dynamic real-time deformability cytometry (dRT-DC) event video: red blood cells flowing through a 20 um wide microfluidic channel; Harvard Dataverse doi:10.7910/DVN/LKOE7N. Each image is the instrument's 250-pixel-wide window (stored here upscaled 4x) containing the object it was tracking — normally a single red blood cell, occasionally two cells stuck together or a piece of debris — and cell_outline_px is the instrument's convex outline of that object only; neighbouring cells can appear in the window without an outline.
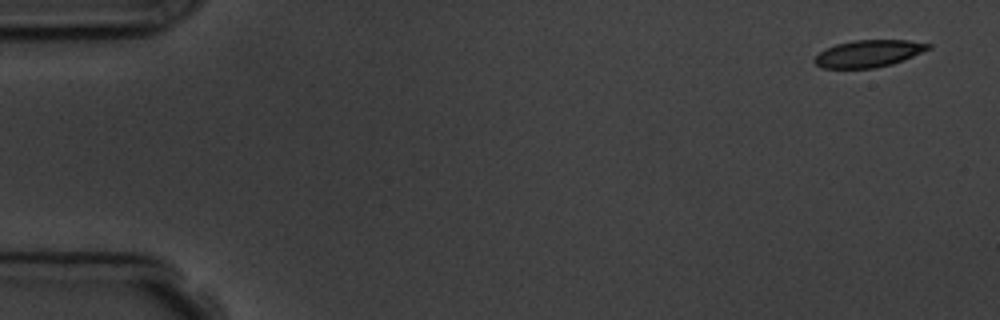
{"species": "common noctule bat (a hibernating species)", "species_latin": "Nyctalus noctula", "temperature_condition": "room temperature", "stored_images_in_passage": 5, "segment_of_instrument_passage": [1, 2], "camera_frame_rate_fps": 3000, "um_per_image_px": 0.085, "animal": {"sex": "male", "body_mass_g": 19.5, "forearm_length_mm": 54.6}, "frame": {"image": 1, "passage_image": 1, "time_ms": 0.0, "image_size_px": [1000, 320], "cell_outline_px": [[932, 48], [892, 64], [876, 68], [820, 68], [812, 60], [820, 52], [836, 44], [852, 40], [908, 40], [932, 44]], "centroid_in_image_um": [73.83, 4.55], "position_along_channel_um": 11.2, "area_um2": 17.92}}
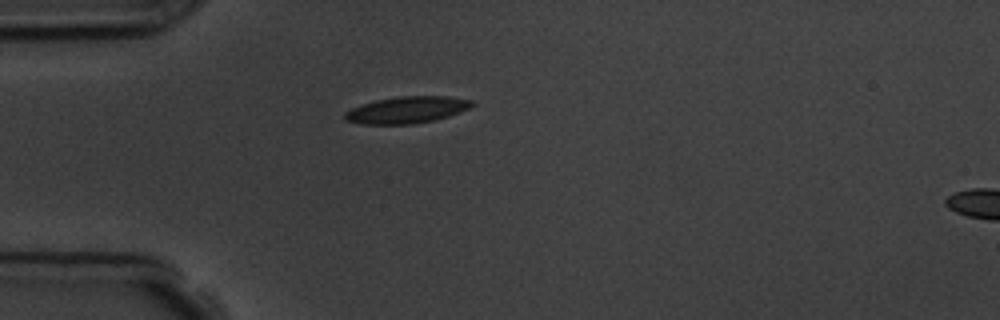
{"frame": {"image": 2, "passage_image": 4, "time_ms": 4.333, "image_size_px": [1000, 320], "cell_outline_px": [[476, 104], [472, 108], [448, 116], [432, 120], [412, 124], [360, 124], [344, 120], [344, 112], [352, 108], [376, 100], [400, 96], [448, 96], [472, 100]], "centroid_in_image_um": [34.61, 9.34], "position_along_channel_um": 50.4, "area_um2": 19.83}}